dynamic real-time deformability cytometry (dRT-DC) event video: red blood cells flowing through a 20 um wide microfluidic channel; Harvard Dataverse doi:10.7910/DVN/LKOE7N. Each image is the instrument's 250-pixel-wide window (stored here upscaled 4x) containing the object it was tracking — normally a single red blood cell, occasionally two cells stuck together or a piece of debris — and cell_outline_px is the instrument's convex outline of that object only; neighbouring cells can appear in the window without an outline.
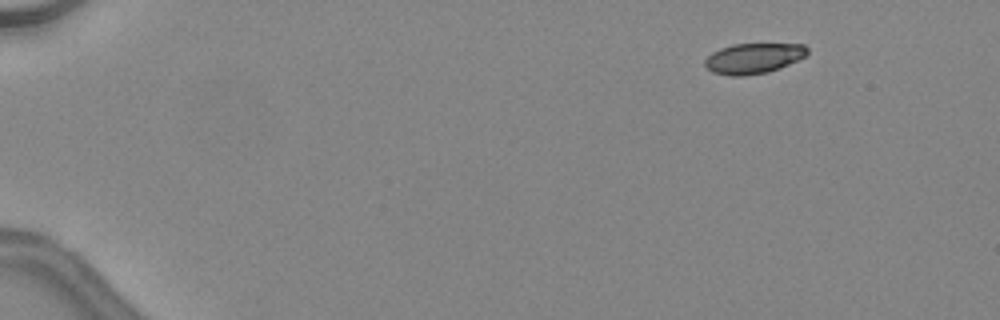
{"species": "common noctule bat (a hibernating species)", "species_latin": "Nyctalus noctula", "temperature_condition": "warm", "stored_images_in_passage": 42, "camera_frame_rate_fps": 3000, "um_per_image_px": 0.085, "animal": {"sex": "female", "body_mass_g": 24.6, "forearm_length_mm": 56.2}, "frame": {"image": 1, "passage_image": 1, "time_ms": 0.0, "image_size_px": [1000, 320], "cell_outline_px": [[808, 52], [804, 56], [788, 64], [768, 72], [744, 76], [728, 76], [712, 72], [704, 64], [704, 60], [712, 52], [720, 48], [732, 44], [804, 44], [808, 48]], "centroid_in_image_um": [64.01, 4.96], "position_along_channel_um": 21.0, "area_um2": 18.09}}
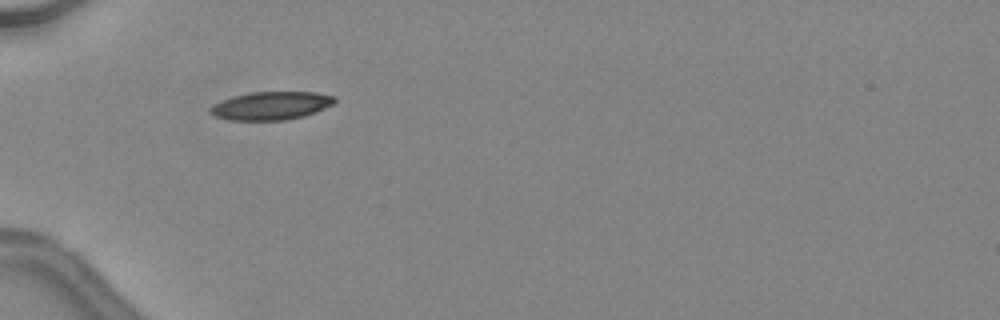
{"frame": {"image": 2, "passage_image": 12, "time_ms": 3.667, "image_size_px": [1000, 320], "cell_outline_px": [[336, 100], [332, 104], [316, 112], [304, 116], [284, 120], [228, 120], [216, 116], [208, 112], [208, 108], [212, 104], [220, 100], [232, 96], [252, 92], [316, 92], [336, 96]], "centroid_in_image_um": [23.0, 8.98], "position_along_channel_um": 62.0, "area_um2": 20.58}}
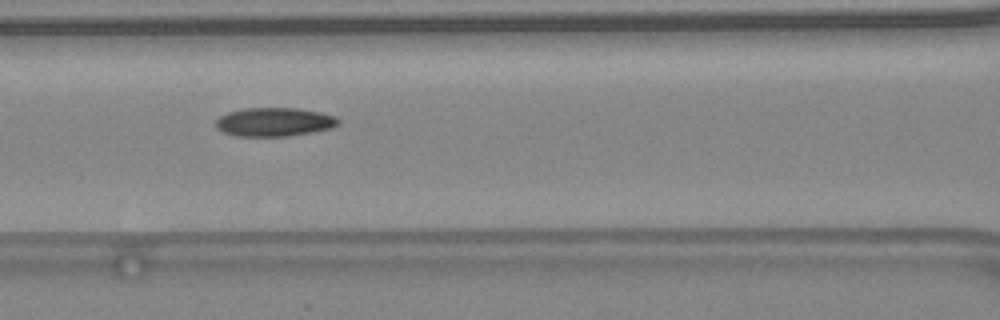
{"frame": {"image": 3, "passage_image": 18, "time_ms": 5.667, "image_size_px": [1000, 320], "cell_outline_px": [[340, 120], [332, 128], [312, 132], [288, 136], [236, 136], [224, 132], [216, 128], [216, 120], [220, 116], [228, 112], [244, 108], [296, 108], [320, 112], [336, 116]], "centroid_in_image_um": [23.31, 10.36], "position_along_channel_um": 143.3, "area_um2": 20.46}, "authors_computed_cell_mechanics": {"area_um2": 20.2878, "velocity_mm_per_s": 4.5394, "shape_relaxation_time_tau1_ms": null, "shape_relaxation_time_tau2_ms": 3.877, "deformation_change_tau1": null, "deformation_change_tau2": 0.0922}}